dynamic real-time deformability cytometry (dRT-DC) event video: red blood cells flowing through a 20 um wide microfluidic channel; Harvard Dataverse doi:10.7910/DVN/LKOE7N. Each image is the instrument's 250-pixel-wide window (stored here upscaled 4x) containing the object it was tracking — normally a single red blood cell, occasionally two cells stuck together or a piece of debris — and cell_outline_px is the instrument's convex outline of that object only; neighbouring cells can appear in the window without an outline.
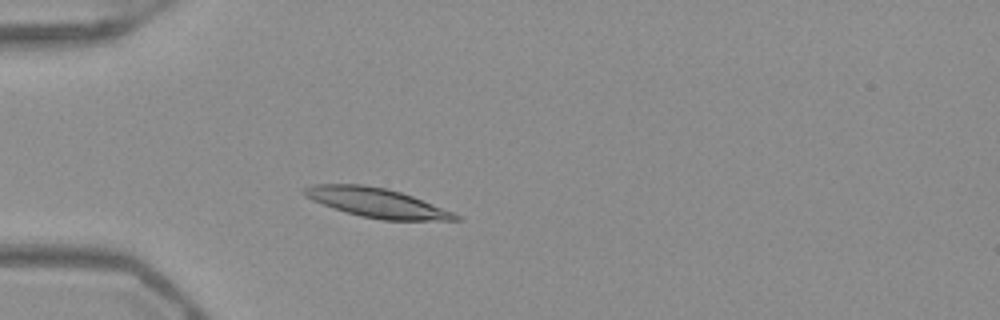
{"species": "Egyptian fruit bat (a non-hibernating species)", "species_latin": "Rousettus aegyptiacus", "temperature_condition": "warm", "stored_images_in_passage": 47, "camera_frame_rate_fps": 3000, "um_per_image_px": 0.085, "frame": {"image": 1, "passage_image": 10, "time_ms": 3.0, "image_size_px": [1000, 320], "cell_outline_px": [[464, 220], [380, 220], [360, 216], [312, 200], [304, 196], [300, 192], [300, 188], [312, 184], [364, 184], [388, 188], [412, 196], [452, 212], [460, 216]], "centroid_in_image_um": [31.97, 17.21], "position_along_channel_um": 53.0, "area_um2": 25.78}}
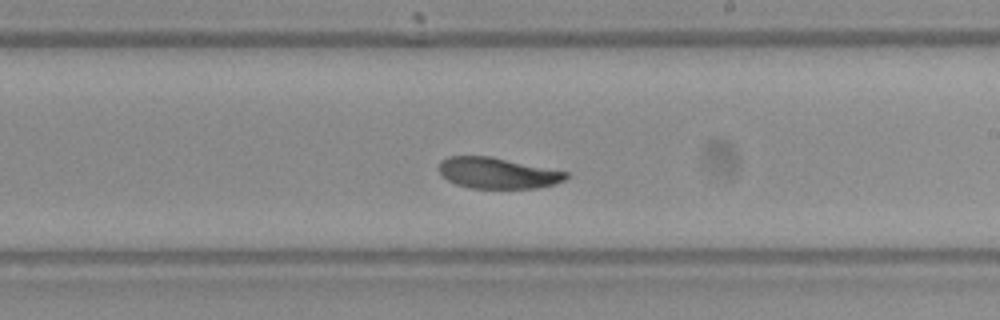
{"frame": {"image": 2, "passage_image": 26, "time_ms": 8.333, "image_size_px": [1000, 320], "cell_outline_px": [[568, 176], [564, 180], [556, 184], [536, 188], [468, 188], [456, 184], [448, 180], [436, 168], [440, 160], [448, 156], [492, 156], [568, 172]], "centroid_in_image_um": [42.26, 14.7], "position_along_channel_um": 246.7, "area_um2": 23.12}}
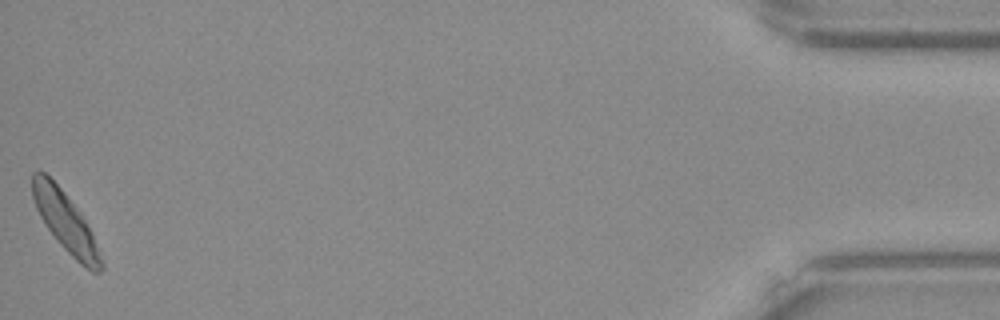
{"frame": {"image": 3, "passage_image": 47, "time_ms": 15.333, "image_size_px": [1000, 320], "cell_outline_px": [[104, 268], [100, 272], [92, 272], [80, 264], [60, 244], [48, 228], [40, 216], [36, 208], [32, 196], [32, 172], [44, 172], [64, 192], [80, 212], [92, 232], [100, 248], [104, 264]], "centroid_in_image_um": [5.61, 18.91], "position_along_channel_um": 429.6, "area_um2": 23.64}, "authors_computed_cell_mechanics": {"area_um2": 24.3916, "velocity_mm_per_s": 3.8835, "shape_relaxation_time_tau1_ms": 2.8234, "shape_relaxation_time_tau2_ms": null, "deformation_change_tau1": 0.1213, "deformation_change_tau2": null}}